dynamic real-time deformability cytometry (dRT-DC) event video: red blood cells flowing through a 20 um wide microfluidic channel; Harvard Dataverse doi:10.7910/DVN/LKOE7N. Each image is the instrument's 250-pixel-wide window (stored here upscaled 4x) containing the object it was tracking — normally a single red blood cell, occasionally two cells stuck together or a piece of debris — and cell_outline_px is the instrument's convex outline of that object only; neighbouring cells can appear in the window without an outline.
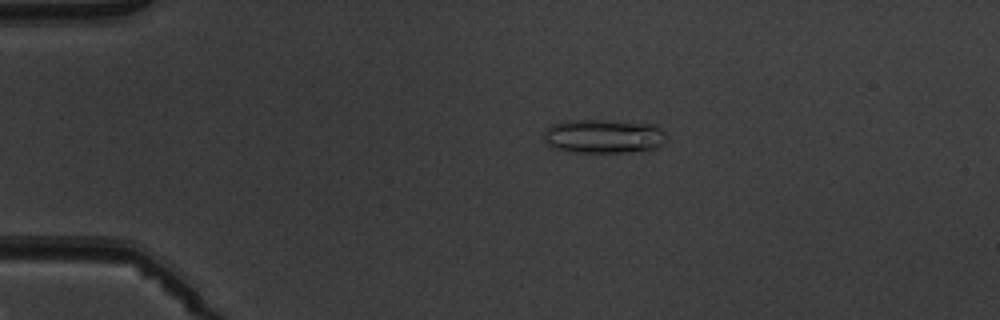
{"species": "common noctule bat (a hibernating species)", "species_latin": "Nyctalus noctula", "temperature_condition": "warm", "stored_images_in_passage": 6, "camera_frame_rate_fps": 3000, "um_per_image_px": 0.085, "animal": {"sex": "male", "body_mass_g": 19.5, "forearm_length_mm": 54.6}, "frame": {"image": 1, "passage_image": 3, "time_ms": 2.333, "image_size_px": [1000, 320], "cell_outline_px": [[664, 140], [656, 148], [624, 152], [576, 152], [552, 148], [544, 144], [544, 132], [552, 124], [560, 120], [608, 120], [656, 124], [660, 128], [664, 136]], "centroid_in_image_um": [51.22, 11.56], "position_along_channel_um": 33.8, "area_um2": 24.33}}
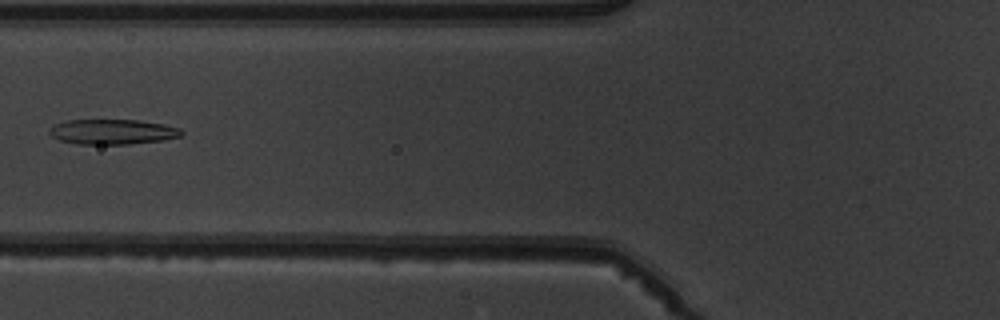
{"frame": {"image": 2, "passage_image": 6, "time_ms": 5.667, "image_size_px": [1000, 320], "cell_outline_px": [[184, 132], [180, 136], [164, 140], [128, 144], [76, 144], [60, 140], [52, 136], [48, 132], [56, 124], [68, 120], [140, 120], [164, 124], [180, 128]], "centroid_in_image_um": [9.6, 11.2], "position_along_channel_um": 116.2, "area_um2": 19.25}}